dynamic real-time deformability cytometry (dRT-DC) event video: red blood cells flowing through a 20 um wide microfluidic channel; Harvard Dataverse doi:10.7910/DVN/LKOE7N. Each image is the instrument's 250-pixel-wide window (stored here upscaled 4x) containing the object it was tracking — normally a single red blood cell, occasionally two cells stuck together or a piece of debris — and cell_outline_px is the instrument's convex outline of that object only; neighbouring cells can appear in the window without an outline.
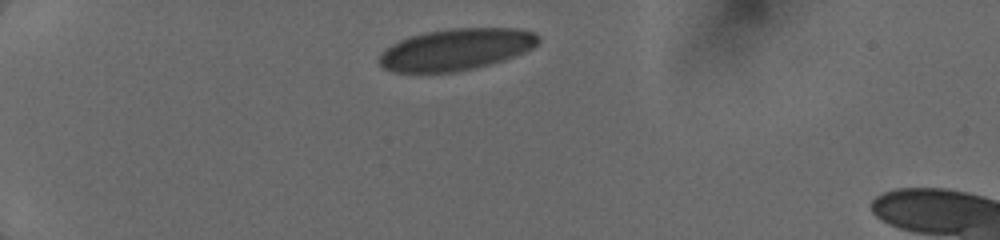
{"species": "human", "species_latin": "Homo sapiens", "temperature_condition": "cold", "stored_images_in_passage": 3, "camera_frame_rate_fps": 3000, "um_per_image_px": 0.085, "donor": {"sex": "female"}, "frame": {"image": 1, "passage_image": 1, "time_ms": 0.0, "image_size_px": [1000, 240], "cell_outline_px": [[540, 40], [532, 48], [524, 52], [504, 60], [456, 72], [392, 72], [384, 68], [376, 60], [392, 44], [408, 36], [448, 28], [520, 28], [536, 32], [540, 36]], "centroid_in_image_um": [38.79, 4.19], "position_along_channel_um": 46.2, "area_um2": 38.55}}